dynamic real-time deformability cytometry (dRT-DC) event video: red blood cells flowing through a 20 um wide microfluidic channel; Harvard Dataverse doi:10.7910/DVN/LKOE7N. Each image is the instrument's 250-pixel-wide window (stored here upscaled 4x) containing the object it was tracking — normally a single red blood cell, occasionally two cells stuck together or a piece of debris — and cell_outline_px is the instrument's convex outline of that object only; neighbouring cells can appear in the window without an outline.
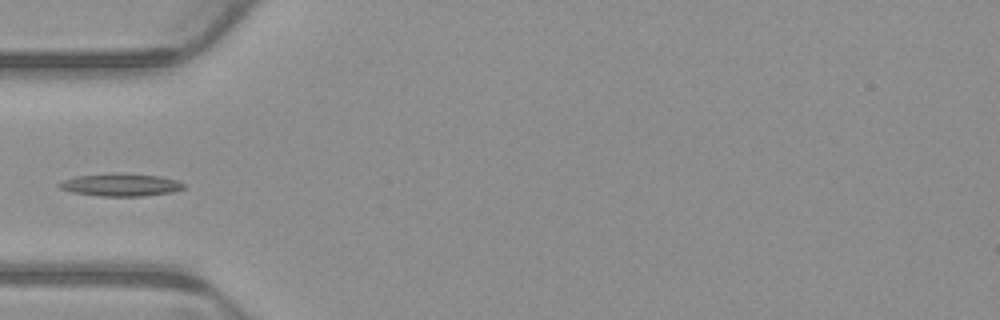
{"species": "common noctule bat (a hibernating species)", "species_latin": "Nyctalus noctula", "temperature_condition": "warm", "stored_images_in_passage": 2, "camera_frame_rate_fps": 3000, "um_per_image_px": 0.085, "animal": {"sex": "male", "body_mass_g": 23.1, "forearm_length_mm": 52.7}, "frame": {"image": 1, "passage_image": 1, "time_ms": 0.0, "image_size_px": [1000, 320], "cell_outline_px": [[184, 188], [172, 192], [144, 196], [100, 196], [72, 192], [60, 188], [56, 184], [64, 180], [76, 176], [112, 172], [124, 172], [160, 176], [176, 180], [184, 184]], "centroid_in_image_um": [10.24, 15.69], "position_along_channel_um": 74.8, "area_um2": 16.65}}
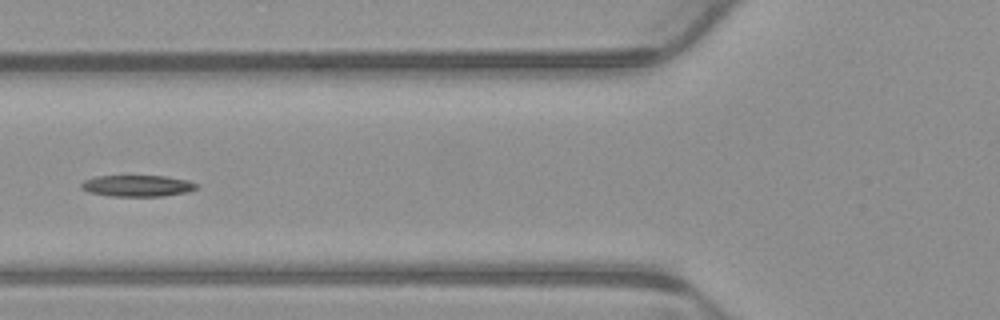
{"frame": {"image": 2, "passage_image": 2, "time_ms": 0.333, "image_size_px": [1000, 320], "cell_outline_px": [[196, 188], [188, 192], [164, 196], [108, 196], [88, 192], [80, 188], [80, 184], [84, 180], [96, 176], [164, 176], [188, 180], [196, 184]], "centroid_in_image_um": [11.63, 15.8], "position_along_channel_um": 114.2, "area_um2": 14.39}}